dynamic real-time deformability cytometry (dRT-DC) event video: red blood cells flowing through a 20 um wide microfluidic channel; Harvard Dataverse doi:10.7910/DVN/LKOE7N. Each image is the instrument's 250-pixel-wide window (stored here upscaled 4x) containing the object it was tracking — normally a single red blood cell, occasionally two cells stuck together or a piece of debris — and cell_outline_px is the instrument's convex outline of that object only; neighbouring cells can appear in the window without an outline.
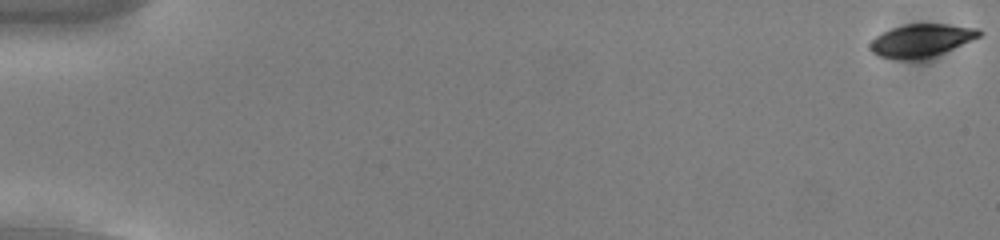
{"species": "common noctule bat (a hibernating species)", "species_latin": "Nyctalus noctula", "temperature_condition": "cold", "stored_images_in_passage": 56, "camera_frame_rate_fps": 3000, "um_per_image_px": 0.085, "animal": {"sex": "male", "body_mass_g": 13.0, "forearm_length_mm": 53.1}, "frame": {"image": 1, "passage_image": 1, "time_ms": 0.0, "image_size_px": [1000, 240], "cell_outline_px": [[984, 32], [980, 36], [972, 40], [944, 52], [920, 60], [900, 60], [876, 56], [868, 48], [868, 44], [876, 36], [892, 28], [904, 24], [948, 24], [980, 28]], "centroid_in_image_um": [78.29, 3.45], "position_along_channel_um": 6.7, "area_um2": 21.15}}
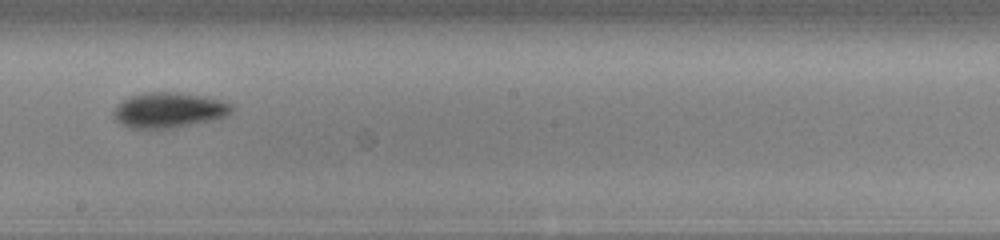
{"frame": {"image": 2, "passage_image": 33, "time_ms": 10.667, "image_size_px": [1000, 240], "cell_outline_px": [[232, 112], [228, 116], [212, 120], [176, 128], [128, 128], [120, 124], [112, 116], [112, 112], [124, 100], [132, 96], [152, 92], [176, 92], [204, 96], [220, 100], [232, 104]], "centroid_in_image_um": [14.37, 9.38], "position_along_channel_um": 233.8, "area_um2": 24.22}}
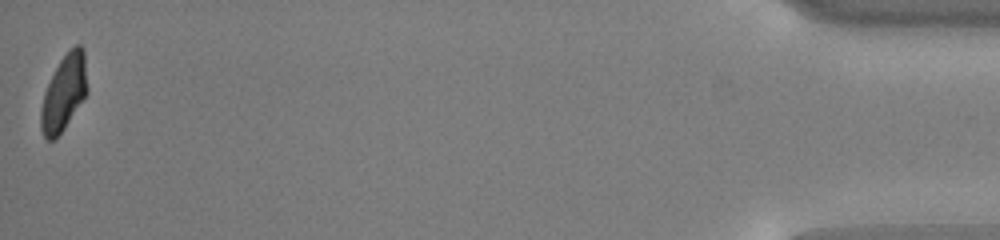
{"frame": {"image": 3, "passage_image": 56, "time_ms": 18.333, "image_size_px": [1000, 240], "cell_outline_px": [[88, 92], [56, 140], [48, 140], [44, 136], [40, 128], [40, 108], [44, 92], [60, 60], [68, 48], [76, 44], [80, 44], [84, 48], [88, 88]], "centroid_in_image_um": [5.44, 7.86], "position_along_channel_um": 429.8, "area_um2": 20.69}, "authors_computed_cell_mechanics": {"area_um2": 21.2704, "velocity_mm_per_s": 3.7479, "shape_relaxation_time_tau1_ms": 2.0762, "shape_relaxation_time_tau2_ms": 5.2738, "deformation_change_tau1": 0.1113, "deformation_change_tau2": 0.0819}}